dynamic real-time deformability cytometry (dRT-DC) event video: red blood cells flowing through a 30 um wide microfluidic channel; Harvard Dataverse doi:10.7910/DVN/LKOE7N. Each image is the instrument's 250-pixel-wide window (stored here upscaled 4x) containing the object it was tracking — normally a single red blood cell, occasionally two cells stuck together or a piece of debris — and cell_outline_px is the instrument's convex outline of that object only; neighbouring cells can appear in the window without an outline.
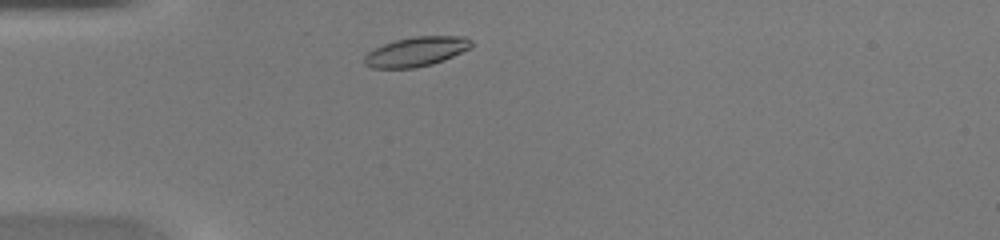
{"species": "common noctule bat (a hibernating species)", "species_latin": "Nyctalus noctula", "temperature_condition": "warm", "stored_images_in_passage": 35, "camera_frame_rate_fps": 3000, "um_per_image_px": 0.085, "animal": {"sex": "female", "body_mass_g": 20.0, "forearm_length_mm": 54.0}, "frame": {"image": 1, "passage_image": 3, "time_ms": 0.667, "image_size_px": [1000, 240], "cell_outline_px": [[472, 44], [468, 48], [444, 60], [432, 64], [416, 68], [372, 68], [364, 64], [364, 56], [368, 52], [384, 44], [396, 40], [416, 36], [464, 36], [472, 40]], "centroid_in_image_um": [35.36, 4.39], "position_along_channel_um": 49.6, "area_um2": 18.21}}
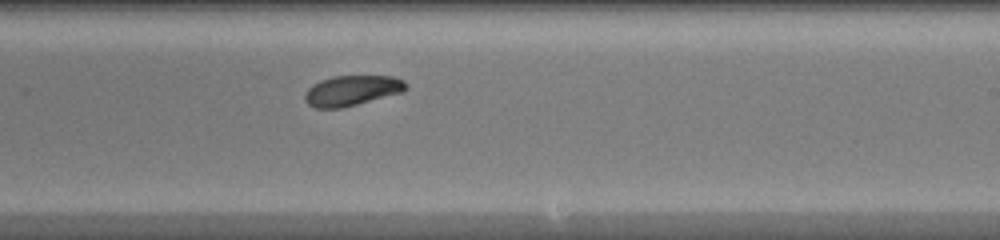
{"frame": {"image": 2, "passage_image": 18, "time_ms": 5.667, "image_size_px": [1000, 240], "cell_outline_px": [[408, 88], [404, 92], [340, 108], [316, 108], [308, 104], [304, 100], [304, 96], [308, 88], [312, 84], [320, 80], [332, 76], [392, 76], [404, 80], [408, 84]], "centroid_in_image_um": [29.92, 7.69], "position_along_channel_um": 259.1, "area_um2": 17.92}}
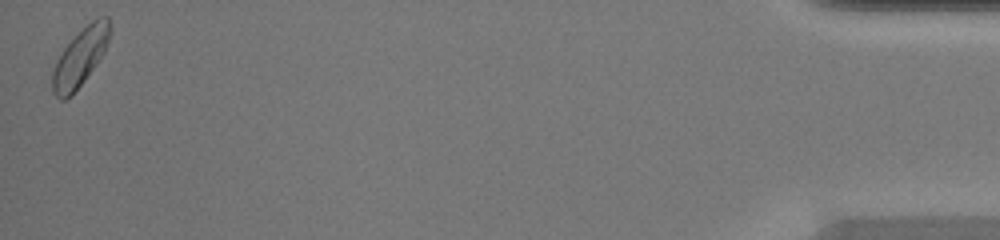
{"frame": {"image": 3, "passage_image": 35, "time_ms": 11.333, "image_size_px": [1000, 240], "cell_outline_px": [[112, 32], [104, 52], [96, 64], [84, 80], [64, 100], [60, 100], [52, 92], [52, 72], [56, 60], [64, 48], [96, 16], [108, 16], [112, 28]], "centroid_in_image_um": [6.84, 4.83], "position_along_channel_um": 428.4, "area_um2": 19.02}}